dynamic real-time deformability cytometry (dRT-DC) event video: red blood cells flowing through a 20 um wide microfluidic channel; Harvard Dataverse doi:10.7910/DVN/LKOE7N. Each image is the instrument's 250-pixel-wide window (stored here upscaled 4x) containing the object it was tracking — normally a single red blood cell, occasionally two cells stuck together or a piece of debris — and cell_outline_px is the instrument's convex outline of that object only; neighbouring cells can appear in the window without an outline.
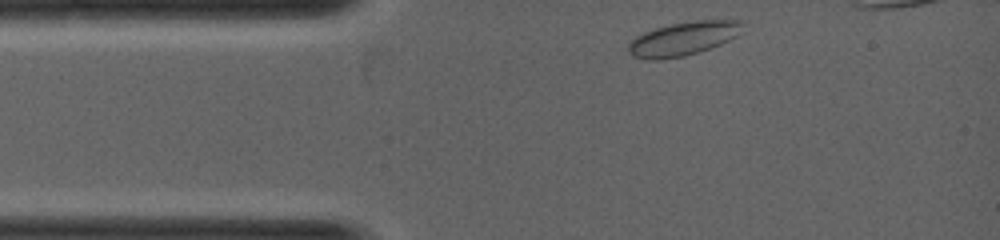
{"species": "common noctule bat (a hibernating species)", "species_latin": "Nyctalus noctula", "temperature_condition": "warm", "stored_images_in_passage": 27, "camera_frame_rate_fps": 5000, "um_per_image_px": 0.085, "animal": {"sex": "female", "body_mass_g": 19.0, "forearm_length_mm": 53.3}, "frame": {"image": 1, "passage_image": 1, "time_ms": 0.0, "image_size_px": [1000, 240], "cell_outline_px": [[744, 20], [736, 36], [712, 48], [684, 56], [660, 60], [644, 60], [632, 56], [628, 52], [628, 44], [636, 36], [644, 32], [656, 28], [672, 24], [696, 20]], "centroid_in_image_um": [58.03, 3.3], "position_along_channel_um": 27.0, "area_um2": 22.37}}
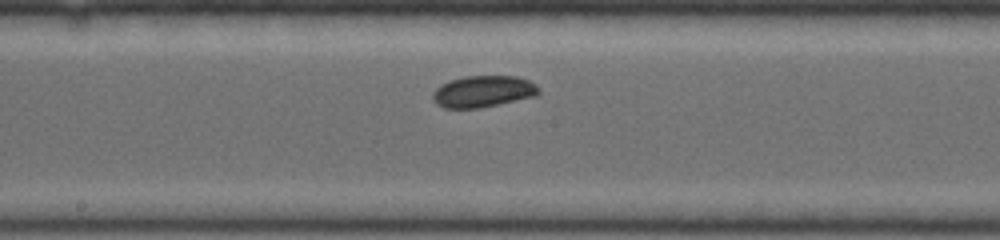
{"frame": {"image": 2, "passage_image": 13, "time_ms": 2.4, "image_size_px": [1000, 240], "cell_outline_px": [[540, 92], [536, 96], [480, 108], [444, 108], [436, 104], [432, 100], [432, 92], [440, 84], [448, 80], [464, 76], [516, 76], [528, 80], [536, 84], [540, 88]], "centroid_in_image_um": [41.04, 7.77], "position_along_channel_um": 207.2, "area_um2": 19.77}}
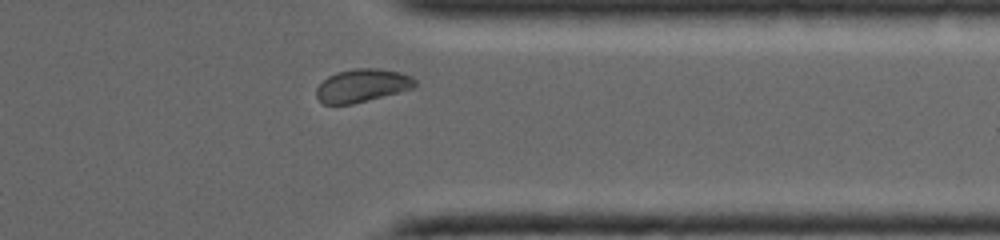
{"frame": {"image": 3, "passage_image": 23, "time_ms": 4.4, "image_size_px": [1000, 240], "cell_outline_px": [[416, 84], [412, 88], [400, 92], [352, 104], [324, 104], [316, 96], [316, 88], [328, 76], [336, 72], [356, 68], [376, 68], [400, 72], [412, 76], [416, 80]], "centroid_in_image_um": [30.79, 7.26], "position_along_channel_um": 380.6, "area_um2": 18.96}}